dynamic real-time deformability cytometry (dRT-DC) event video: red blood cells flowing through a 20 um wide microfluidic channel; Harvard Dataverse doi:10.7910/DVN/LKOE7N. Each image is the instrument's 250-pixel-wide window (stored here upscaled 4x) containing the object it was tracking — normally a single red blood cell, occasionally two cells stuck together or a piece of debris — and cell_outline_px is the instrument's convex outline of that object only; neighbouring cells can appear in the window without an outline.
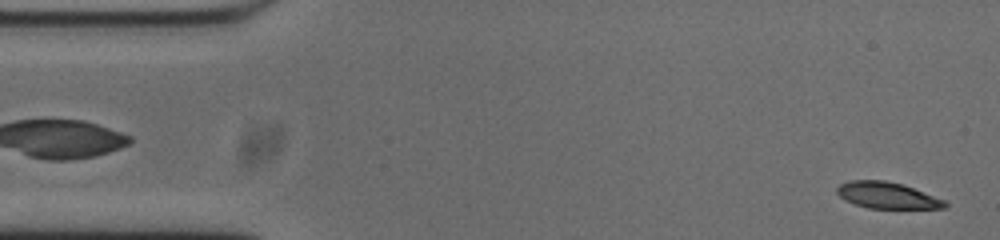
{"species": "common noctule bat (a hibernating species)", "species_latin": "Nyctalus noctula", "temperature_condition": "cold", "stored_images_in_passage": 52, "camera_frame_rate_fps": 3000, "um_per_image_px": 0.085, "animal": {"sex": "male", "body_mass_g": 20.0, "forearm_length_mm": 53.3}, "frame": {"image": 1, "passage_image": 1, "time_ms": 0.0, "image_size_px": [1000, 240], "cell_outline_px": [[948, 204], [944, 208], [868, 208], [856, 204], [840, 196], [836, 192], [836, 188], [840, 184], [852, 180], [884, 180], [904, 184], [944, 200]], "centroid_in_image_um": [75.41, 16.59], "position_along_channel_um": 9.6, "area_um2": 16.36}}
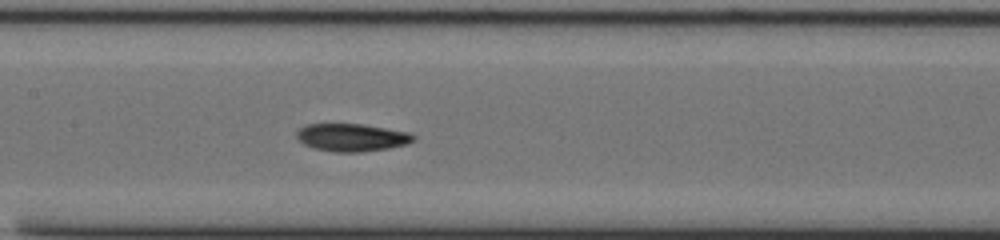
{"frame": {"image": 2, "passage_image": 23, "time_ms": 7.333, "image_size_px": [1000, 240], "cell_outline_px": [[416, 140], [408, 144], [388, 148], [360, 152], [336, 152], [312, 148], [304, 144], [296, 136], [296, 132], [304, 124], [360, 124], [408, 132], [416, 136]], "centroid_in_image_um": [29.9, 11.69], "position_along_channel_um": 177.5, "area_um2": 18.84}}
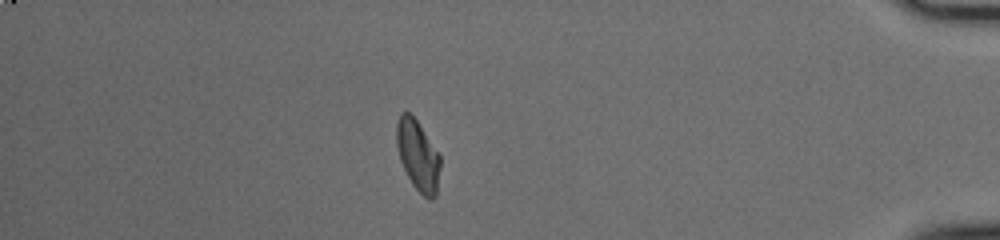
{"frame": {"image": 3, "passage_image": 45, "time_ms": 14.667, "image_size_px": [1000, 240], "cell_outline_px": [[440, 168], [436, 196], [432, 200], [428, 200], [412, 184], [400, 160], [396, 144], [396, 124], [400, 112], [408, 112], [416, 120], [440, 156]], "centroid_in_image_um": [35.51, 13.23], "position_along_channel_um": 399.7, "area_um2": 17.74}, "authors_computed_cell_mechanics": {"area_um2": 18.0625, "velocity_mm_per_s": 3.7325, "shape_relaxation_time_tau1_ms": 4.7695, "shape_relaxation_time_tau2_ms": null, "deformation_change_tau1": 0.1508, "deformation_change_tau2": null}}